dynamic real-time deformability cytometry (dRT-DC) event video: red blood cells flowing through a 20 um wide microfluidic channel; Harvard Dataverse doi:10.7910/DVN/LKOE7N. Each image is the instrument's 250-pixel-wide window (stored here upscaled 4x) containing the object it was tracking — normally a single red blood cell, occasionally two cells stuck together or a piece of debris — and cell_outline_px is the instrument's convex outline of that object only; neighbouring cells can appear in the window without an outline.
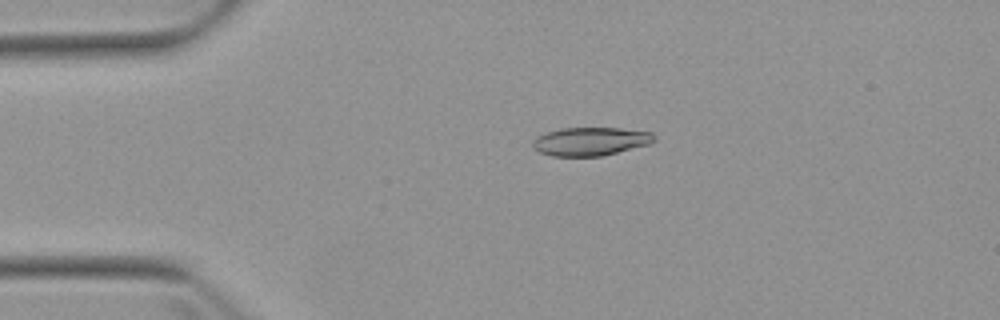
{"species": "Egyptian fruit bat (a non-hibernating species)", "species_latin": "Rousettus aegyptiacus", "temperature_condition": "warm", "stored_images_in_passage": 4, "camera_frame_rate_fps": 3000, "um_per_image_px": 0.085, "animal": {"sex": "female"}, "frame": {"image": 1, "passage_image": 3, "time_ms": 2.333, "image_size_px": [1000, 320], "cell_outline_px": [[656, 140], [652, 144], [600, 156], [552, 156], [540, 152], [532, 148], [532, 140], [536, 136], [560, 128], [620, 128], [652, 132], [656, 136]], "centroid_in_image_um": [50.21, 12.01], "position_along_channel_um": 34.8, "area_um2": 20.29}}